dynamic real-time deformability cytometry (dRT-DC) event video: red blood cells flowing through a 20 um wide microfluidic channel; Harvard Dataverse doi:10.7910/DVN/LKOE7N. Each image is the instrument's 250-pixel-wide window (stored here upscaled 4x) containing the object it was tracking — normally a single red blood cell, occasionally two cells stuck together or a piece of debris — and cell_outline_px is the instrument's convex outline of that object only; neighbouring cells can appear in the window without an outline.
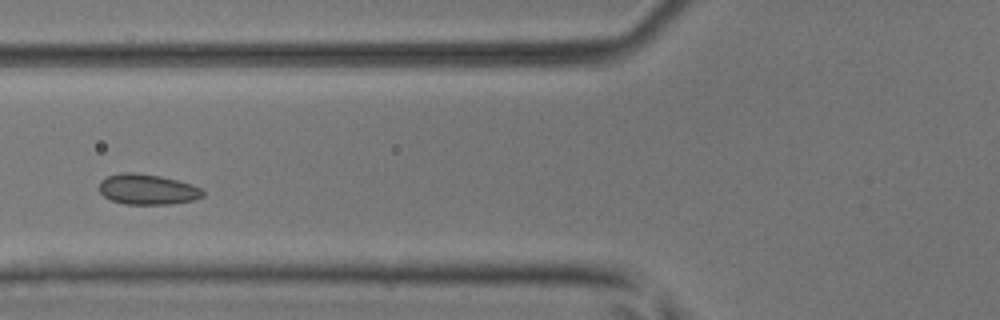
{"species": "common noctule bat (a hibernating species)", "species_latin": "Nyctalus noctula", "temperature_condition": "room temperature", "stored_images_in_passage": 5, "camera_frame_rate_fps": 3000, "um_per_image_px": 0.085, "animal": {"sex": "male", "body_mass_g": 17.9, "forearm_length_mm": 54.2}, "frame": {"image": 1, "passage_image": 4, "time_ms": 1.0, "image_size_px": [1000, 320], "cell_outline_px": [[204, 196], [192, 200], [172, 204], [124, 204], [112, 200], [104, 196], [100, 192], [100, 180], [108, 176], [120, 172], [132, 172], [160, 176], [192, 184], [200, 188], [204, 192]], "centroid_in_image_um": [12.53, 16.09], "position_along_channel_um": 113.3, "area_um2": 18.32}}
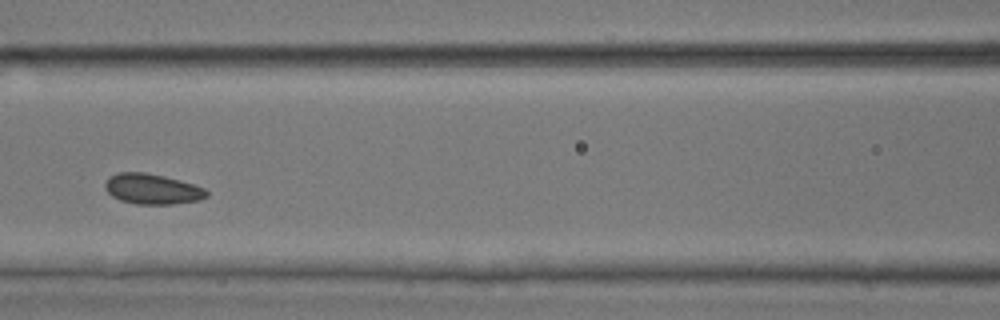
{"frame": {"image": 2, "passage_image": 5, "time_ms": 1.333, "image_size_px": [1000, 320], "cell_outline_px": [[208, 196], [200, 200], [172, 204], [136, 204], [120, 200], [112, 196], [104, 188], [104, 184], [108, 176], [116, 172], [144, 172], [164, 176], [180, 180], [204, 188], [208, 192]], "centroid_in_image_um": [12.91, 16.06], "position_along_channel_um": 153.7, "area_um2": 18.09}}